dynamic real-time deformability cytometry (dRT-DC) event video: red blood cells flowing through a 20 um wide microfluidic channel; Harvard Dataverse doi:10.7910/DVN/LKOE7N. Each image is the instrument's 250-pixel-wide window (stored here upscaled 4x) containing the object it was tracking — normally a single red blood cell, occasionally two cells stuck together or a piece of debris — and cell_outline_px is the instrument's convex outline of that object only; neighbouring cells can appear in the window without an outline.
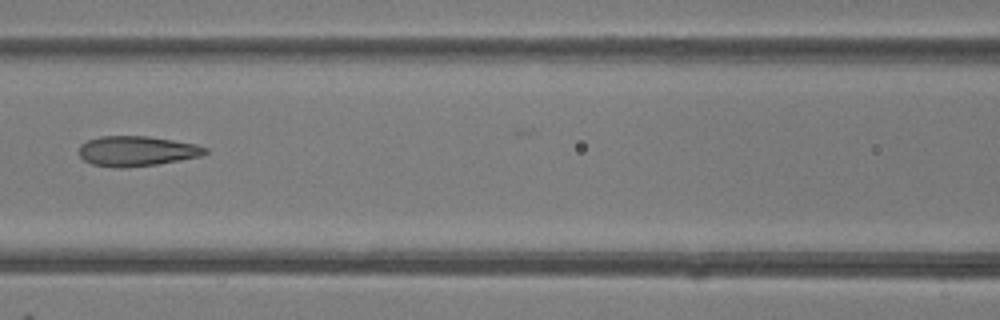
{"species": "common noctule bat (a hibernating species)", "species_latin": "Nyctalus noctula", "temperature_condition": "room temperature", "stored_images_in_passage": 6, "camera_frame_rate_fps": 3000, "um_per_image_px": 0.085, "animal": {"sex": "female"}, "frame": {"image": 1, "passage_image": 6, "time_ms": 6.333, "image_size_px": [1000, 320], "cell_outline_px": [[208, 152], [200, 156], [180, 160], [156, 164], [124, 168], [112, 168], [92, 164], [84, 160], [80, 156], [80, 144], [88, 140], [100, 136], [148, 136], [196, 144], [208, 148]], "centroid_in_image_um": [11.61, 12.84], "position_along_channel_um": 155.0, "area_um2": 22.14}}